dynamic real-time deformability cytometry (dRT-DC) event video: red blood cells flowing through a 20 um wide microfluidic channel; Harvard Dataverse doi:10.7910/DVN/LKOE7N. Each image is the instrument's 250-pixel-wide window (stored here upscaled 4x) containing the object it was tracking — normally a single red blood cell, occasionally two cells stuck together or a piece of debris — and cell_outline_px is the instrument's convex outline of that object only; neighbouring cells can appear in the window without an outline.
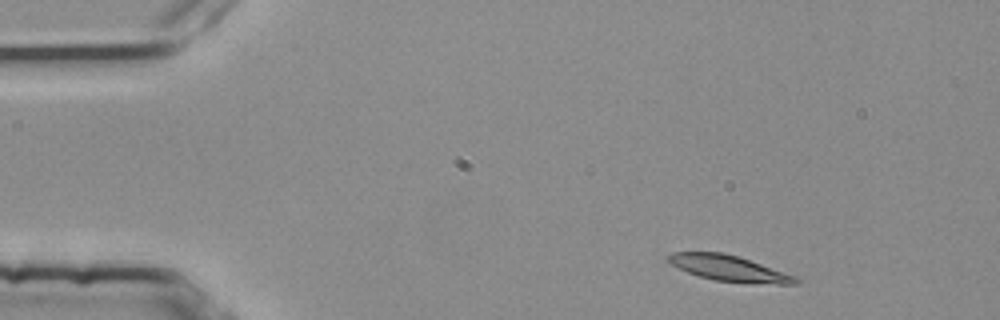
{"species": "common noctule bat (a hibernating species)", "species_latin": "Nyctalus noctula", "temperature_condition": "room temperature", "stored_images_in_passage": 3, "camera_frame_rate_fps": 3000, "um_per_image_px": 0.085, "animal": {"sex": "female", "body_mass_g": 25.1}, "frame": {"image": 1, "passage_image": 1, "time_ms": 0.0, "image_size_px": [1000, 320], "cell_outline_px": [[800, 284], [776, 284], [716, 280], [700, 276], [688, 272], [664, 260], [672, 252], [724, 252], [760, 264], [792, 276], [800, 280]], "centroid_in_image_um": [61.89, 22.79], "position_along_channel_um": 23.1, "area_um2": 18.44}}